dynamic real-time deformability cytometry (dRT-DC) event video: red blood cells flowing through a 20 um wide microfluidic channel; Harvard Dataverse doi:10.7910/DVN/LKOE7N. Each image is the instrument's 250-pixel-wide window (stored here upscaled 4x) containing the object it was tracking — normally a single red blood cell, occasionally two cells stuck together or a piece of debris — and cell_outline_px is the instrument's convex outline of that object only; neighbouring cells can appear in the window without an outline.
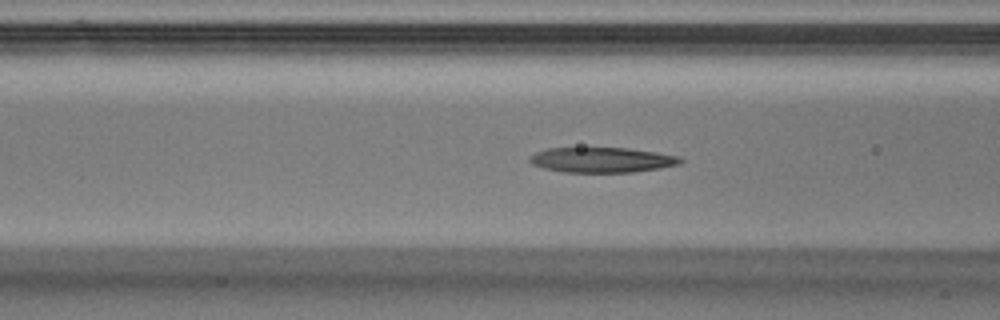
{"species": "Egyptian fruit bat (a non-hibernating species)", "species_latin": "Rousettus aegyptiacus", "temperature_condition": "warm", "stored_images_in_passage": 37, "camera_frame_rate_fps": 3000, "um_per_image_px": 0.085, "animal": {"sex": "male"}, "frame": {"image": 1, "passage_image": 7, "time_ms": 2.0, "image_size_px": [1000, 320], "cell_outline_px": [[684, 160], [680, 164], [660, 168], [632, 172], [564, 172], [544, 168], [532, 164], [528, 160], [528, 156], [536, 152], [548, 148], [628, 148], [656, 152], [680, 156]], "centroid_in_image_um": [51.16, 13.59], "position_along_channel_um": 115.4, "area_um2": 22.14}}
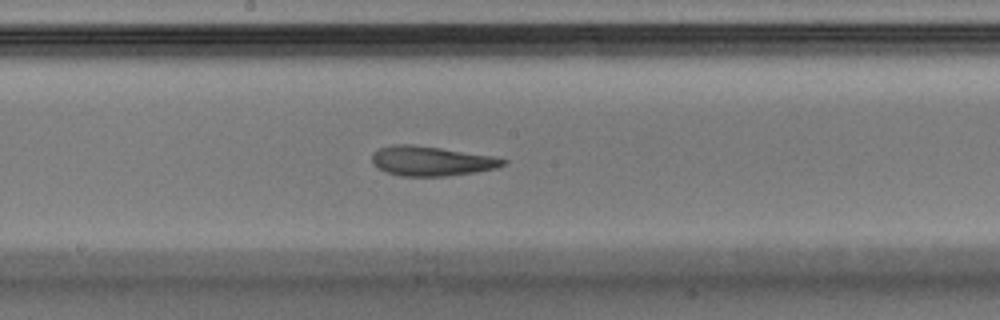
{"frame": {"image": 2, "passage_image": 14, "time_ms": 4.333, "image_size_px": [1000, 320], "cell_outline_px": [[508, 160], [504, 164], [496, 168], [476, 172], [444, 176], [400, 176], [388, 172], [380, 168], [372, 160], [372, 152], [380, 148], [392, 144], [412, 144], [440, 148], [492, 156]], "centroid_in_image_um": [36.66, 13.68], "position_along_channel_um": 211.5, "area_um2": 22.37}}
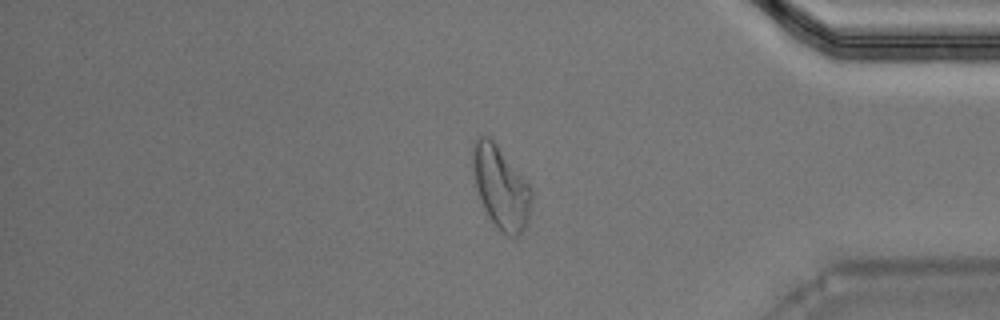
{"frame": {"image": 3, "passage_image": 29, "time_ms": 9.333, "image_size_px": [1000, 320], "cell_outline_px": [[532, 196], [528, 224], [516, 236], [508, 236], [496, 228], [484, 208], [476, 188], [472, 172], [472, 144], [476, 136], [492, 136], [532, 188]], "centroid_in_image_um": [42.55, 15.87], "position_along_channel_um": 392.6, "area_um2": 28.73}, "authors_computed_cell_mechanics": {"area_um2": 23.1778, "velocity_mm_per_s": 4.1042, "shape_relaxation_time_tau1_ms": 4.5325, "shape_relaxation_time_tau2_ms": 2.9095, "deformation_change_tau1": 0.2066, "deformation_change_tau2": 0.1157}}